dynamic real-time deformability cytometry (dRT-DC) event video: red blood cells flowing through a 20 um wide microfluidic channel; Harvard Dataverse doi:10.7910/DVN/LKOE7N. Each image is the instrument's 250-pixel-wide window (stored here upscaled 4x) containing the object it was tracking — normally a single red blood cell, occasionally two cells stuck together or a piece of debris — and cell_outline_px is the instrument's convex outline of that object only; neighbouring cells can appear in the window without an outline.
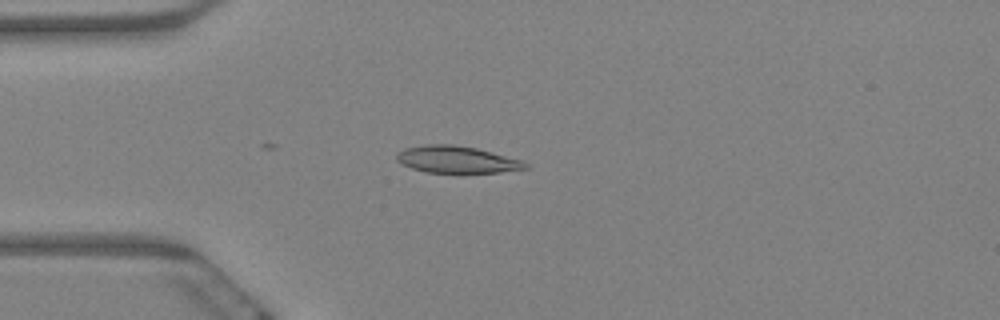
{"species": "Egyptian fruit bat (a non-hibernating species)", "species_latin": "Rousettus aegyptiacus", "temperature_condition": "warm", "stored_images_in_passage": 19, "camera_frame_rate_fps": 3000, "um_per_image_px": 0.085, "animal": {"sex": "female"}, "frame": {"image": 1, "passage_image": 6, "time_ms": 1.667, "image_size_px": [1000, 320], "cell_outline_px": [[528, 168], [500, 172], [428, 172], [412, 168], [396, 160], [396, 152], [404, 148], [424, 144], [452, 144], [476, 148], [492, 152], [520, 160], [528, 164]], "centroid_in_image_um": [38.78, 13.54], "position_along_channel_um": 46.2, "area_um2": 20.0}}
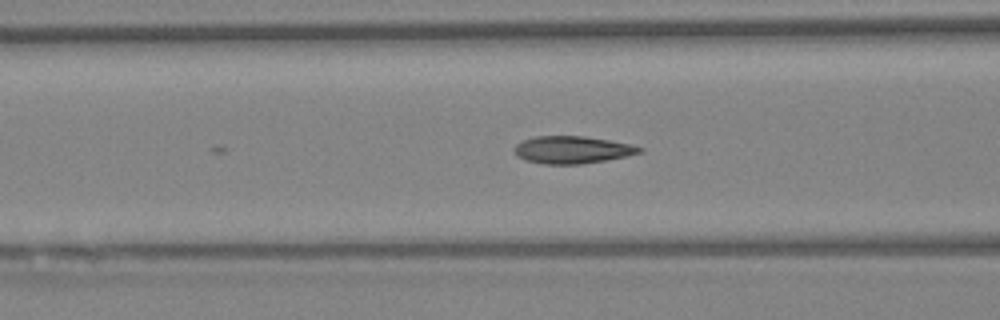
{"frame": {"image": 2, "passage_image": 14, "time_ms": 4.333, "image_size_px": [1000, 320], "cell_outline_px": [[644, 152], [604, 160], [580, 164], [544, 164], [524, 160], [516, 156], [512, 148], [516, 144], [524, 140], [536, 136], [584, 136], [632, 144], [644, 148]], "centroid_in_image_um": [48.61, 12.73], "position_along_channel_um": 118.0, "area_um2": 20.0}}
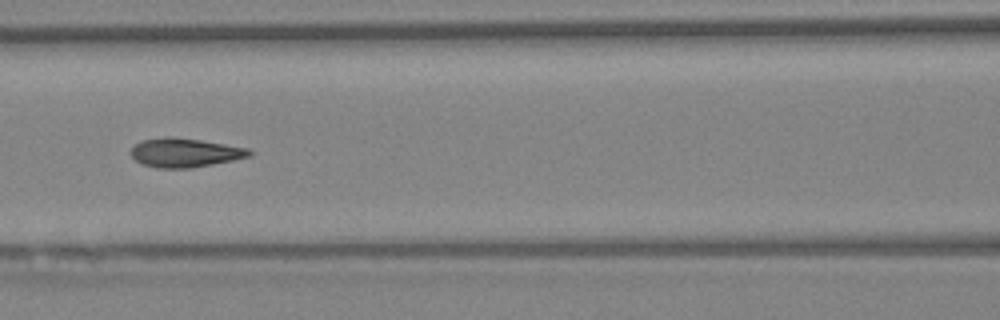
{"frame": {"image": 3, "passage_image": 17, "time_ms": 5.333, "image_size_px": [1000, 320], "cell_outline_px": [[252, 156], [192, 168], [156, 168], [140, 164], [128, 152], [140, 140], [168, 136], [172, 136], [200, 140], [248, 148], [252, 152]], "centroid_in_image_um": [15.67, 12.98], "position_along_channel_um": 150.9, "area_um2": 20.11}}